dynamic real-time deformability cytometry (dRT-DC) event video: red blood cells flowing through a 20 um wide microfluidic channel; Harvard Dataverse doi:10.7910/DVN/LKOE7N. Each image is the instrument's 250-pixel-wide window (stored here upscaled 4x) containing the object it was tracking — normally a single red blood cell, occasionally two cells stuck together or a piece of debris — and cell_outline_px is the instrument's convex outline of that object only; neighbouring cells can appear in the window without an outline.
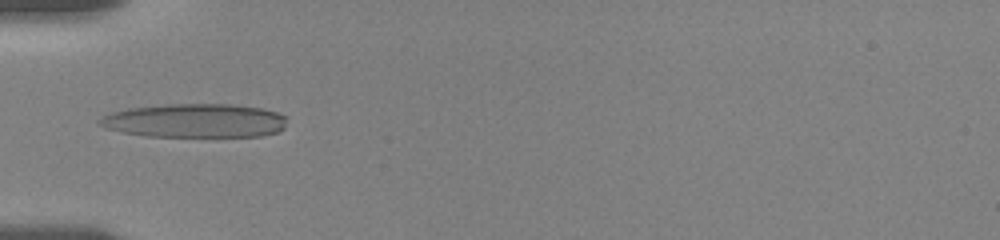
{"species": "human", "species_latin": "Homo sapiens", "temperature_condition": "room temperature", "stored_images_in_passage": 9, "camera_frame_rate_fps": 3000, "um_per_image_px": 0.085, "donor": {"sex": "female"}, "frame": {"image": 1, "passage_image": 1, "time_ms": 0.0, "image_size_px": [1000, 240], "cell_outline_px": [[288, 116], [284, 128], [280, 132], [260, 136], [144, 136], [104, 128], [96, 124], [96, 120], [100, 116], [112, 112], [128, 108], [168, 104], [232, 104], [264, 108]], "centroid_in_image_um": [16.56, 10.25], "position_along_channel_um": 68.4, "area_um2": 37.4}}
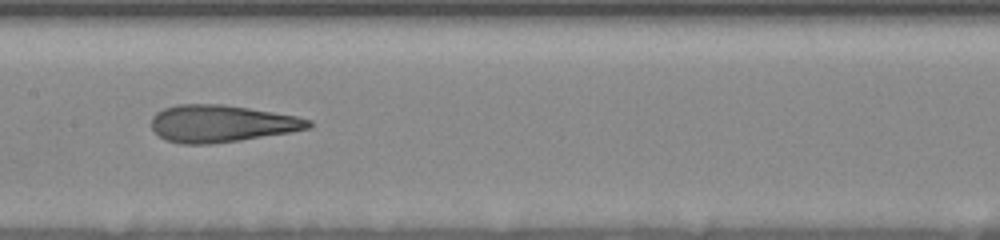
{"frame": {"image": 2, "passage_image": 6, "time_ms": 3.333, "image_size_px": [1000, 240], "cell_outline_px": [[312, 128], [240, 140], [212, 144], [180, 144], [164, 140], [152, 128], [152, 116], [156, 112], [164, 108], [176, 104], [220, 104], [248, 108], [296, 116], [312, 120]], "centroid_in_image_um": [18.79, 10.51], "position_along_channel_um": 188.6, "area_um2": 33.93}}
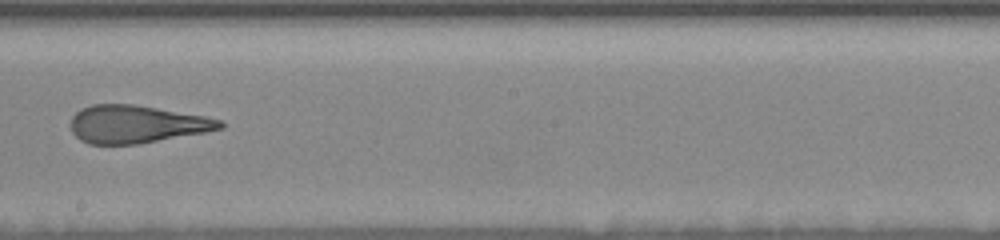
{"frame": {"image": 3, "passage_image": 8, "time_ms": 4.667, "image_size_px": [1000, 240], "cell_outline_px": [[224, 128], [204, 132], [136, 144], [88, 144], [80, 140], [72, 132], [72, 116], [80, 108], [92, 104], [132, 104], [204, 116], [220, 120], [224, 124]], "centroid_in_image_um": [11.56, 10.55], "position_along_channel_um": 236.6, "area_um2": 32.48}}